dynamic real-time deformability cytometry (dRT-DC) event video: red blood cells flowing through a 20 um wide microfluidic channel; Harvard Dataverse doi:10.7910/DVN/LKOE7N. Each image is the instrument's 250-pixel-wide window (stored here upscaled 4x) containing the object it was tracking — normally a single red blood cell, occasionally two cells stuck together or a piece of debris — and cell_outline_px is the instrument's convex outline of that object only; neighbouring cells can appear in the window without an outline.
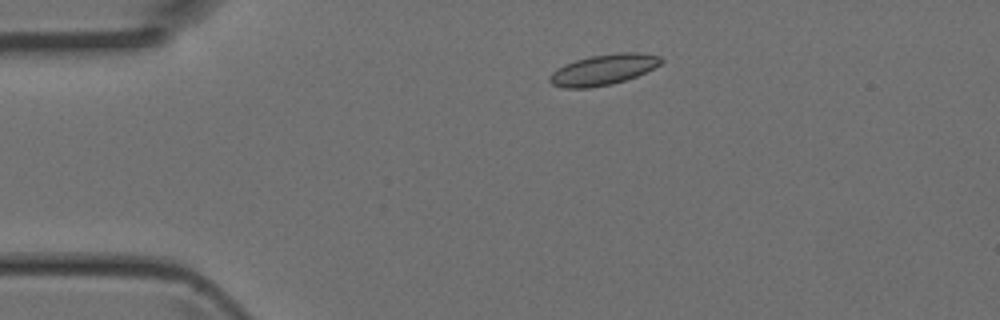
{"species": "Egyptian fruit bat (a non-hibernating species)", "species_latin": "Rousettus aegyptiacus", "temperature_condition": "room temperature", "stored_images_in_passage": 3, "camera_frame_rate_fps": 3000, "um_per_image_px": 0.085, "animal": {"sex": "female"}, "frame": {"image": 1, "passage_image": 2, "time_ms": 0.333, "image_size_px": [1000, 320], "cell_outline_px": [[664, 60], [660, 64], [636, 76], [612, 84], [588, 88], [564, 88], [552, 84], [548, 80], [548, 76], [552, 72], [564, 64], [576, 60], [592, 56], [620, 52], [636, 52], [660, 56]], "centroid_in_image_um": [51.25, 5.92], "position_along_channel_um": 33.7, "area_um2": 19.71}}